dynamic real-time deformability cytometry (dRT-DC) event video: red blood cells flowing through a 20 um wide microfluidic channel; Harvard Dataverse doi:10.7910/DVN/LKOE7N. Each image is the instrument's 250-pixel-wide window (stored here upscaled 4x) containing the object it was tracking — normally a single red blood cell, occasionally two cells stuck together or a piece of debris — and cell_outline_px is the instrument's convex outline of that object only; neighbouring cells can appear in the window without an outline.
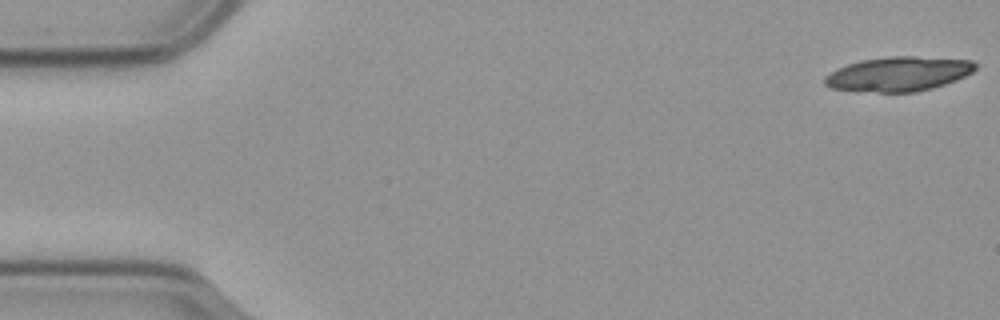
{"species": "common noctule bat (a hibernating species)", "species_latin": "Nyctalus noctula", "temperature_condition": "cold", "stored_images_in_passage": 14, "camera_frame_rate_fps": 3000, "um_per_image_px": 0.085, "animal": {"sex": "male", "body_mass_g": 23.1, "forearm_length_mm": 52.7}, "frame": {"image": 1, "passage_image": 1, "time_ms": 0.0, "image_size_px": [1000, 320], "cell_outline_px": [[976, 68], [972, 72], [956, 80], [932, 88], [916, 92], [876, 92], [832, 88], [824, 84], [824, 76], [848, 64], [860, 60], [888, 56], [916, 56], [972, 60], [976, 64]], "centroid_in_image_um": [76.39, 6.28], "position_along_channel_um": 8.6, "area_um2": 30.11}}